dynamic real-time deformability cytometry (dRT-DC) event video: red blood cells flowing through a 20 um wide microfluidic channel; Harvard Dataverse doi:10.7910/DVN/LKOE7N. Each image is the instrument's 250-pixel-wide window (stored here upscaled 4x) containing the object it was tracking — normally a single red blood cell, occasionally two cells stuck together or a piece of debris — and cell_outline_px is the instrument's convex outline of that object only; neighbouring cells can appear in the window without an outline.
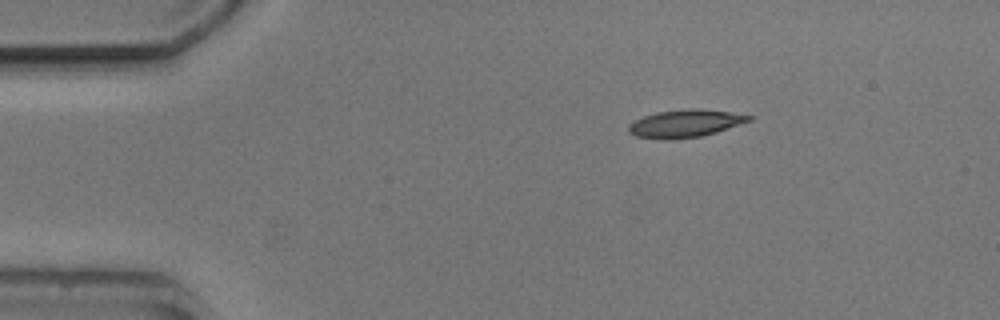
{"species": "common noctule bat (a hibernating species)", "species_latin": "Nyctalus noctula", "temperature_condition": "cold", "stored_images_in_passage": 3, "camera_frame_rate_fps": 3000, "um_per_image_px": 0.085, "animal": {"sex": "male", "body_mass_g": 20.5, "forearm_length_mm": 52.5}, "frame": {"image": 1, "passage_image": 1, "time_ms": 0.0, "image_size_px": [1000, 320], "cell_outline_px": [[752, 120], [716, 132], [700, 136], [668, 140], [664, 140], [636, 136], [628, 132], [628, 124], [644, 116], [656, 112], [688, 108], [700, 108], [728, 112], [752, 116]], "centroid_in_image_um": [58.21, 10.49], "position_along_channel_um": 26.8, "area_um2": 19.31}}
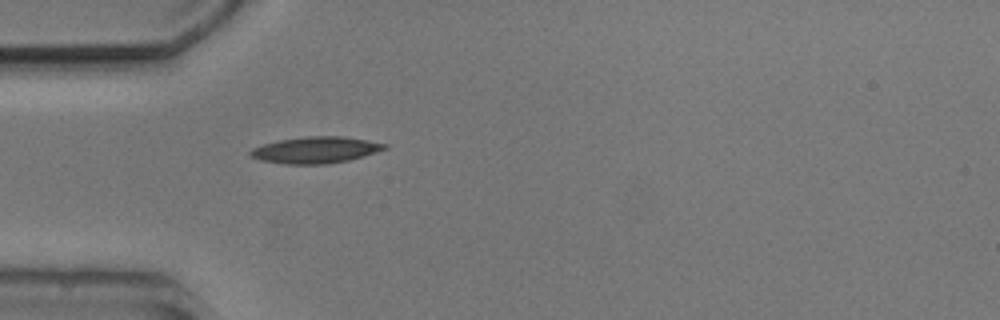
{"frame": {"image": 2, "passage_image": 3, "time_ms": 2.333, "image_size_px": [1000, 320], "cell_outline_px": [[388, 148], [376, 152], [348, 160], [328, 164], [284, 164], [260, 160], [248, 156], [248, 152], [252, 148], [264, 144], [280, 140], [308, 136], [344, 136], [388, 144]], "centroid_in_image_um": [26.8, 12.75], "position_along_channel_um": 58.2, "area_um2": 20.69}}